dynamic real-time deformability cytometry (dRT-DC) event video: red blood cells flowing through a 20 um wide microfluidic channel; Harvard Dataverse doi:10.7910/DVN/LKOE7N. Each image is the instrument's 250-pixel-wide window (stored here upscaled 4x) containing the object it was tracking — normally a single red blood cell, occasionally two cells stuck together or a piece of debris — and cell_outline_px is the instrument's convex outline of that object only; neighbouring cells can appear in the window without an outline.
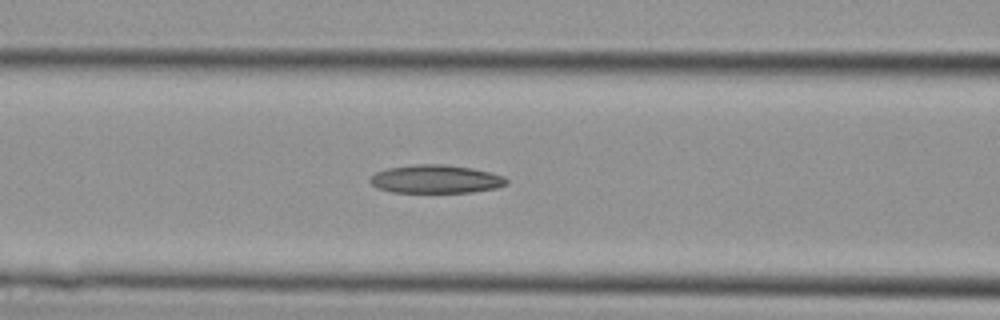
{"species": "Egyptian fruit bat (a non-hibernating species)", "species_latin": "Rousettus aegyptiacus", "temperature_condition": "cold", "stored_images_in_passage": 21, "camera_frame_rate_fps": 3000, "um_per_image_px": 0.085, "animal": {"sex": "female"}, "frame": {"image": 1, "passage_image": 7, "time_ms": 2.0, "image_size_px": [1000, 320], "cell_outline_px": [[508, 184], [496, 188], [472, 192], [392, 192], [376, 188], [368, 180], [376, 172], [388, 168], [412, 164], [448, 164], [472, 168], [492, 172], [504, 176], [508, 180]], "centroid_in_image_um": [37.06, 15.21], "position_along_channel_um": 129.5, "area_um2": 22.72}}
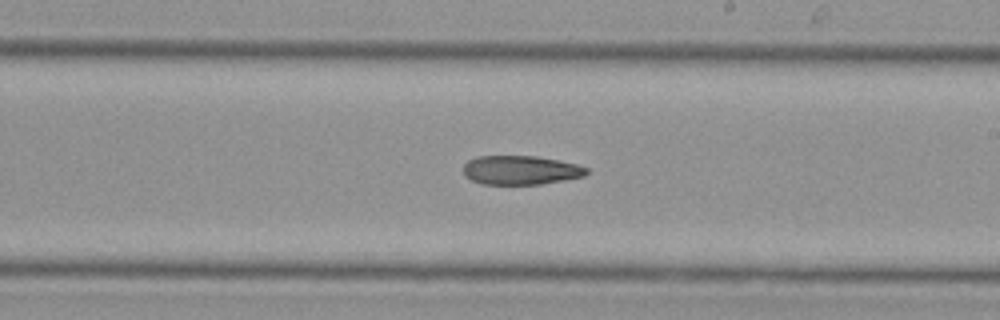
{"frame": {"image": 2, "passage_image": 13, "time_ms": 4.0, "image_size_px": [1000, 320], "cell_outline_px": [[588, 172], [584, 176], [564, 180], [540, 184], [484, 184], [472, 180], [464, 176], [464, 164], [468, 160], [476, 156], [536, 156], [576, 164], [588, 168]], "centroid_in_image_um": [44.24, 14.46], "position_along_channel_um": 244.8, "area_um2": 20.75}}
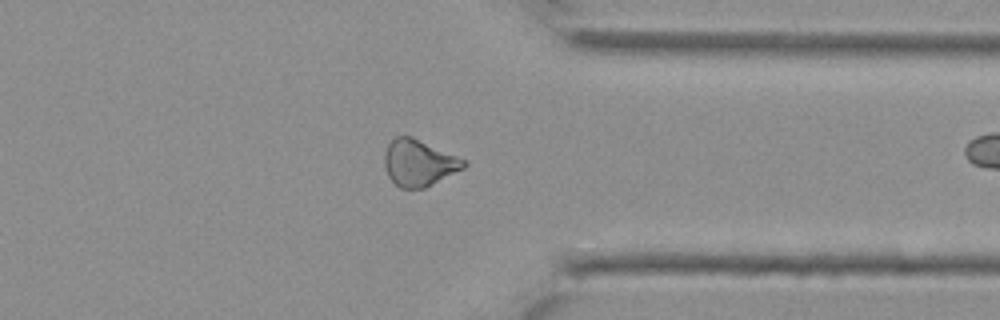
{"frame": {"image": 3, "passage_image": 20, "time_ms": 6.333, "image_size_px": [1000, 320], "cell_outline_px": [[468, 164], [464, 168], [424, 188], [400, 188], [388, 176], [384, 164], [384, 152], [388, 144], [396, 136], [412, 136], [468, 160]], "centroid_in_image_um": [35.62, 13.83], "position_along_channel_um": 375.8, "area_um2": 21.56}}